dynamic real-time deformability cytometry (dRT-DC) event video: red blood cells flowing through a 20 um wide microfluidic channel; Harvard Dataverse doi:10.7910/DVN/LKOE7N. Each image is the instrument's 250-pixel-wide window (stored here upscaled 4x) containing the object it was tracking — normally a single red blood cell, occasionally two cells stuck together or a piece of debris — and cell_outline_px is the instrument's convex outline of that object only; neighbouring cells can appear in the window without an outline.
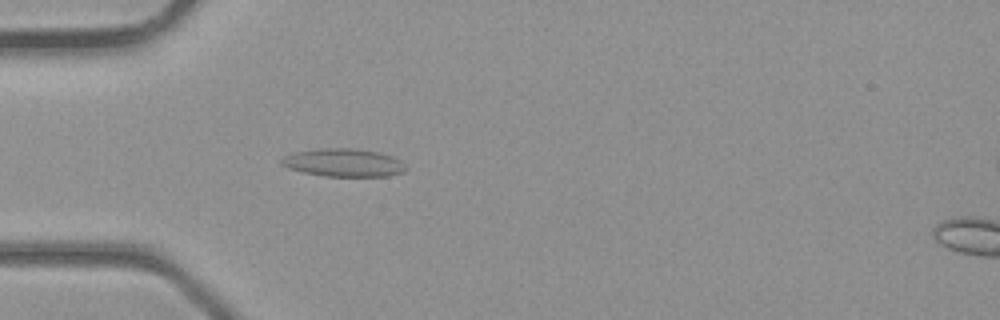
{"species": "common noctule bat (a hibernating species)", "species_latin": "Nyctalus noctula", "temperature_condition": "room temperature", "stored_images_in_passage": 28, "camera_frame_rate_fps": 3000, "um_per_image_px": 0.085, "animal": {"sex": "male", "body_mass_g": 23.1, "forearm_length_mm": 52.7}, "frame": {"image": 1, "passage_image": 1, "time_ms": 0.0, "image_size_px": [1000, 320], "cell_outline_px": [[408, 168], [404, 172], [388, 176], [324, 176], [304, 172], [288, 168], [280, 164], [280, 160], [284, 156], [296, 152], [320, 148], [352, 148], [380, 152], [392, 156], [400, 160]], "centroid_in_image_um": [29.22, 13.82], "position_along_channel_um": 55.8, "area_um2": 20.35}}
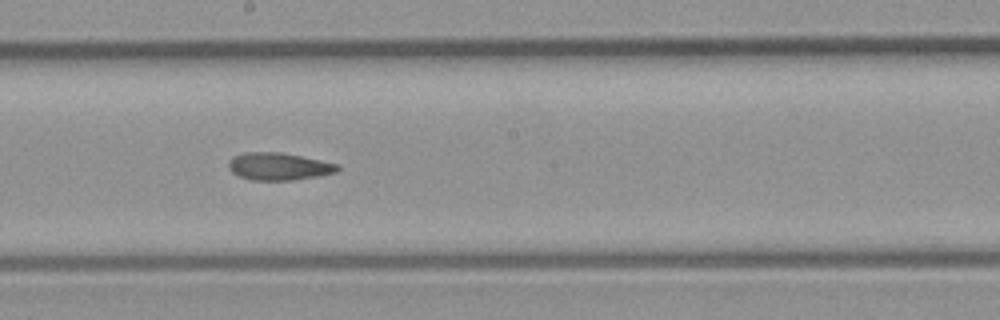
{"frame": {"image": 2, "passage_image": 11, "time_ms": 3.333, "image_size_px": [1000, 320], "cell_outline_px": [[340, 168], [336, 172], [316, 176], [292, 180], [252, 180], [240, 176], [232, 172], [228, 168], [228, 160], [232, 156], [244, 152], [280, 152], [340, 164]], "centroid_in_image_um": [23.66, 14.14], "position_along_channel_um": 224.5, "area_um2": 17.4}}
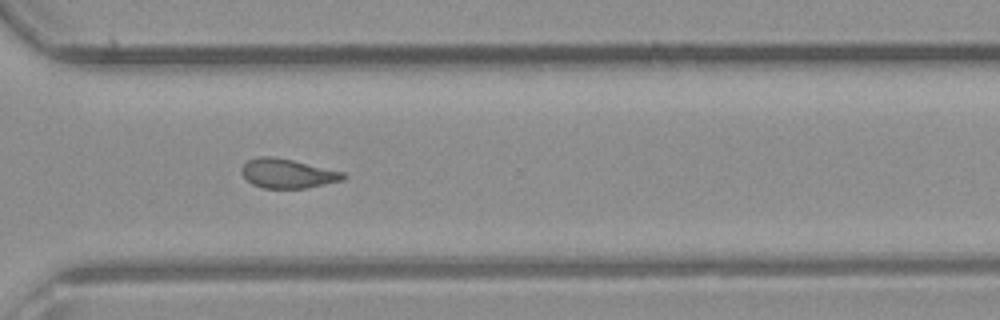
{"frame": {"image": 3, "passage_image": 18, "time_ms": 5.667, "image_size_px": [1000, 320], "cell_outline_px": [[348, 176], [344, 180], [308, 188], [264, 188], [252, 184], [240, 172], [244, 164], [248, 160], [256, 156], [272, 156], [292, 160], [344, 172]], "centroid_in_image_um": [24.46, 14.75], "position_along_channel_um": 346.1, "area_um2": 17.4}}